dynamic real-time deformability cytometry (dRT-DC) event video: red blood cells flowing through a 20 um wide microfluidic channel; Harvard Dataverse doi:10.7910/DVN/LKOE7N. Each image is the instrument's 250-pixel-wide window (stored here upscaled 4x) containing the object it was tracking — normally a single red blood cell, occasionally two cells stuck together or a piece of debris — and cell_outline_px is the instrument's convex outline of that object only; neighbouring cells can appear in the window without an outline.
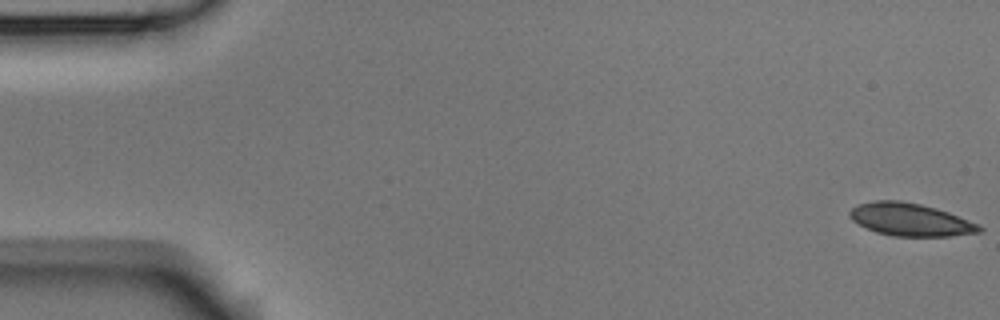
{"species": "Egyptian fruit bat (a non-hibernating species)", "species_latin": "Rousettus aegyptiacus", "temperature_condition": "room temperature", "stored_images_in_passage": 55, "camera_frame_rate_fps": 3000, "um_per_image_px": 0.085, "animal": {"sex": "male"}, "frame": {"image": 1, "passage_image": 1, "time_ms": 0.0, "image_size_px": [1000, 320], "cell_outline_px": [[984, 228], [980, 232], [948, 236], [896, 236], [876, 232], [852, 220], [848, 216], [848, 212], [852, 208], [860, 204], [876, 200], [900, 200], [920, 204], [936, 208], [948, 212], [980, 224]], "centroid_in_image_um": [77.4, 18.66], "position_along_channel_um": 7.6, "area_um2": 24.57}}
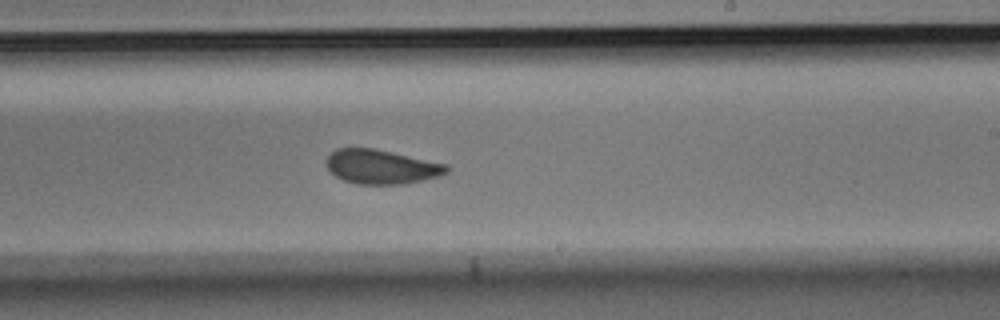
{"frame": {"image": 2, "passage_image": 32, "time_ms": 10.333, "image_size_px": [1000, 320], "cell_outline_px": [[448, 172], [440, 176], [400, 184], [360, 184], [344, 180], [336, 176], [328, 168], [328, 156], [336, 148], [372, 148], [448, 164]], "centroid_in_image_um": [32.43, 14.17], "position_along_channel_um": 256.6, "area_um2": 23.58}}
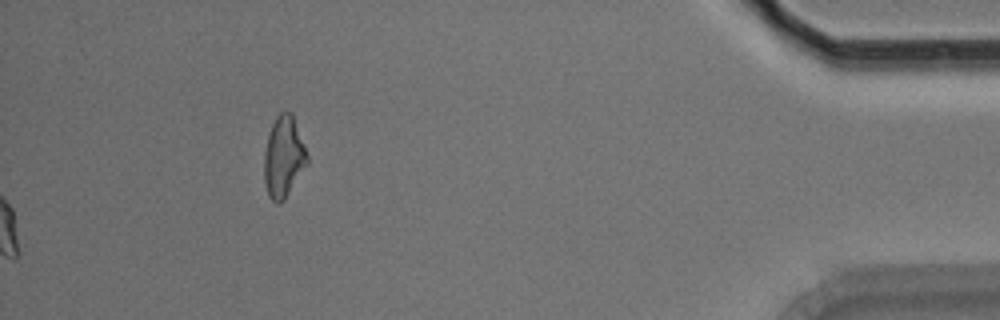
{"frame": {"image": 3, "passage_image": 55, "time_ms": 18.0, "image_size_px": [1000, 320], "cell_outline_px": [[308, 164], [284, 200], [280, 204], [276, 204], [268, 196], [264, 184], [264, 152], [268, 136], [272, 124], [276, 116], [280, 112], [292, 112], [304, 144], [308, 156]], "centroid_in_image_um": [24.1, 13.37], "position_along_channel_um": 411.1, "area_um2": 20.52}, "authors_computed_cell_mechanics": {"area_um2": 24.3916, "velocity_mm_per_s": 3.7544, "shape_relaxation_time_tau1_ms": 5.7049, "shape_relaxation_time_tau2_ms": 1.3263, "deformation_change_tau1": 0.1073, "deformation_change_tau2": 0.0349}}